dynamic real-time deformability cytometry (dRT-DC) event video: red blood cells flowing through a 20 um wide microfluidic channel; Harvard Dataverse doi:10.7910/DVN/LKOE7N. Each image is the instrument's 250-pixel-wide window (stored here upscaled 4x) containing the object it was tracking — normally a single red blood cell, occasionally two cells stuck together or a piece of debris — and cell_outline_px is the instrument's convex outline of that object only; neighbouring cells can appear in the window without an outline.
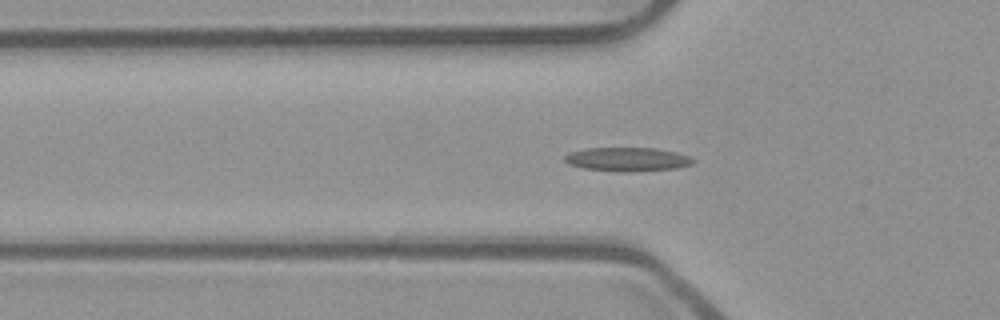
{"species": "common noctule bat (a hibernating species)", "species_latin": "Nyctalus noctula", "temperature_condition": "room temperature", "stored_images_in_passage": 44, "camera_frame_rate_fps": 3000, "um_per_image_px": 0.085, "animal": {"sex": "male", "body_mass_g": 23.1, "forearm_length_mm": 52.7}, "frame": {"image": 1, "passage_image": 17, "time_ms": 5.333, "image_size_px": [1000, 320], "cell_outline_px": [[696, 160], [692, 164], [676, 168], [632, 172], [616, 172], [584, 168], [568, 164], [564, 160], [564, 156], [568, 152], [584, 148], [656, 148], [676, 152], [688, 156]], "centroid_in_image_um": [53.3, 13.54], "position_along_channel_um": 72.5, "area_um2": 18.03}}
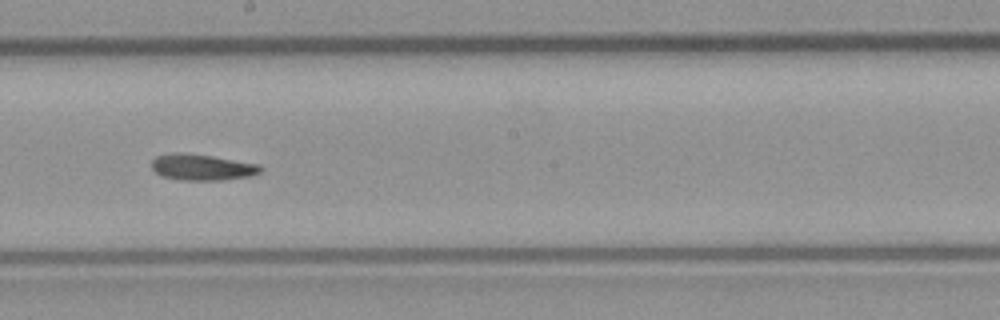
{"frame": {"image": 2, "passage_image": 29, "time_ms": 9.333, "image_size_px": [1000, 320], "cell_outline_px": [[264, 168], [260, 172], [248, 176], [224, 180], [180, 180], [160, 176], [152, 168], [152, 160], [156, 156], [172, 152], [180, 152], [212, 156], [260, 164]], "centroid_in_image_um": [17.16, 14.21], "position_along_channel_um": 231.0, "area_um2": 16.7}}
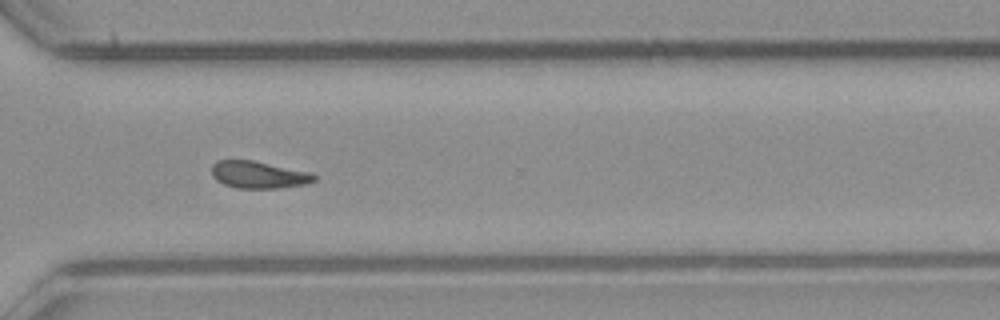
{"frame": {"image": 3, "passage_image": 38, "time_ms": 12.333, "image_size_px": [1000, 320], "cell_outline_px": [[316, 180], [308, 184], [280, 188], [236, 188], [224, 184], [216, 180], [212, 176], [212, 164], [216, 160], [252, 160], [308, 172], [316, 176]], "centroid_in_image_um": [21.96, 14.86], "position_along_channel_um": 348.6, "area_um2": 16.18}}